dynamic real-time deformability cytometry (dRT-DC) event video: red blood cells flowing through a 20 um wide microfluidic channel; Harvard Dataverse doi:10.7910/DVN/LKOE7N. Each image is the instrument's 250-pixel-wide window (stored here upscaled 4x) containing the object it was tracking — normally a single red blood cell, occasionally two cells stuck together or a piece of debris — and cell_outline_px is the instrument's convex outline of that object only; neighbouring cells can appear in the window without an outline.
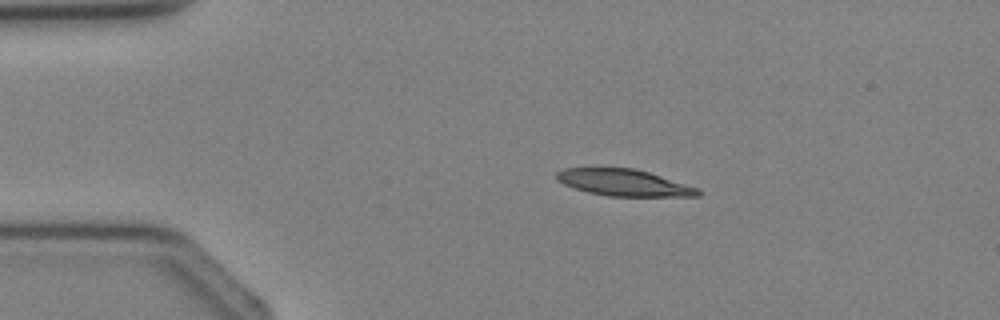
{"species": "Egyptian fruit bat (a non-hibernating species)", "species_latin": "Rousettus aegyptiacus", "temperature_condition": "cold", "stored_images_in_passage": 3, "camera_frame_rate_fps": 3000, "um_per_image_px": 0.085, "animal": {"sex": "female"}, "frame": {"image": 1, "passage_image": 2, "time_ms": 1.333, "image_size_px": [1000, 320], "cell_outline_px": [[700, 196], [608, 196], [588, 192], [564, 184], [556, 180], [556, 172], [564, 168], [632, 168], [648, 172], [700, 188]], "centroid_in_image_um": [53.03, 15.52], "position_along_channel_um": 32.0, "area_um2": 21.79}}